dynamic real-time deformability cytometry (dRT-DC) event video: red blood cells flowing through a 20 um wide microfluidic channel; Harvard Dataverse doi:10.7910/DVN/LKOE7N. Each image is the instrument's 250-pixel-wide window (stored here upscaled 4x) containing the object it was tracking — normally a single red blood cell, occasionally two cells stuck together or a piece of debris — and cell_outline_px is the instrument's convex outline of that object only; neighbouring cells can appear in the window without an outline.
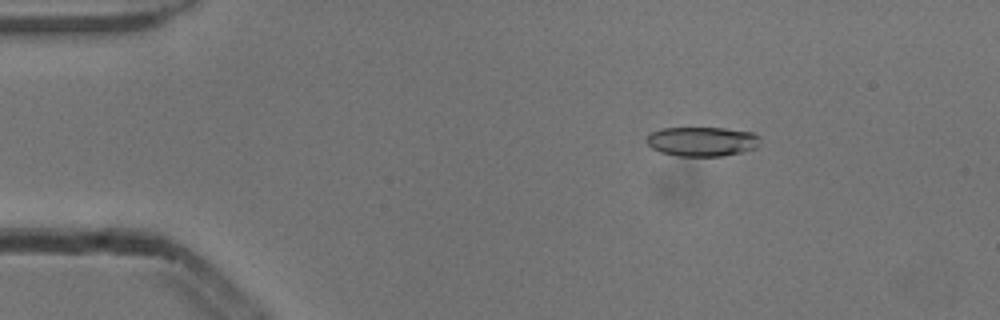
{"species": "common noctule bat (a hibernating species)", "species_latin": "Nyctalus noctula", "temperature_condition": "cold", "stored_images_in_passage": 55, "camera_frame_rate_fps": 3000, "um_per_image_px": 0.085, "animal": {"sex": "male", "body_mass_g": 13.3}, "frame": {"image": 1, "passage_image": 9, "time_ms": 2.667, "image_size_px": [1000, 320], "cell_outline_px": [[760, 144], [756, 148], [744, 152], [720, 156], [676, 156], [660, 152], [652, 148], [644, 140], [652, 132], [664, 128], [724, 128], [752, 132], [760, 136]], "centroid_in_image_um": [59.7, 12.03], "position_along_channel_um": 25.3, "area_um2": 19.65}}
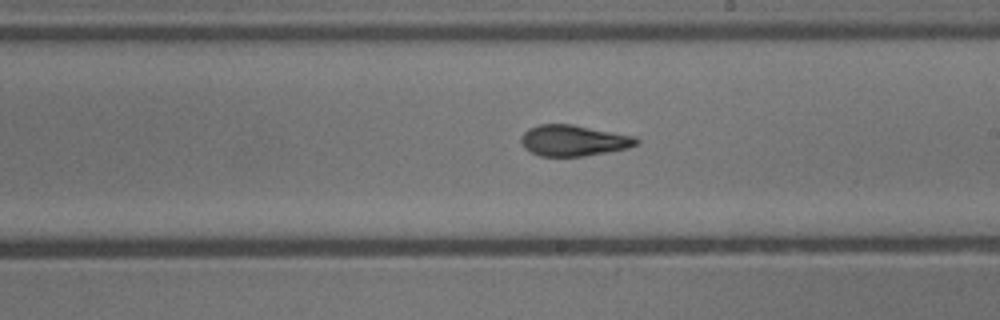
{"frame": {"image": 2, "passage_image": 31, "time_ms": 10.0, "image_size_px": [1000, 320], "cell_outline_px": [[640, 144], [628, 148], [584, 156], [540, 156], [524, 148], [520, 140], [520, 136], [528, 128], [540, 124], [572, 124], [636, 136], [640, 140]], "centroid_in_image_um": [48.77, 11.94], "position_along_channel_um": 240.2, "area_um2": 20.98}}
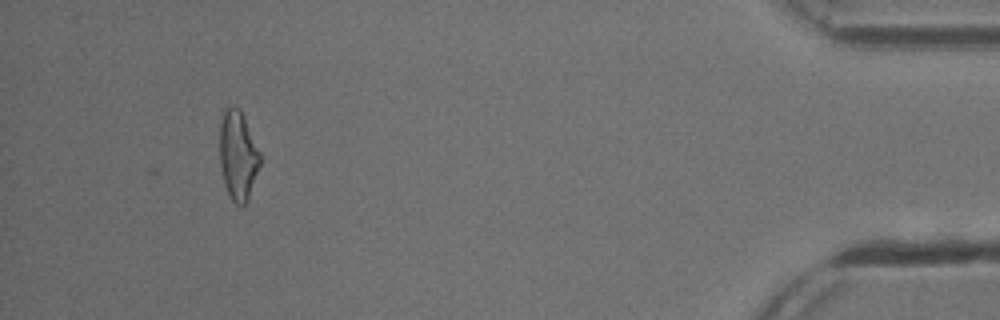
{"frame": {"image": 3, "passage_image": 50, "time_ms": 16.333, "image_size_px": [1000, 320], "cell_outline_px": [[260, 164], [248, 200], [244, 204], [236, 204], [232, 200], [224, 184], [220, 164], [220, 124], [224, 108], [232, 104], [240, 108], [244, 116], [260, 152]], "centroid_in_image_um": [20.22, 13.16], "position_along_channel_um": 415.0, "area_um2": 21.04}, "authors_computed_cell_mechanics": {"area_um2": 20.6346, "velocity_mm_per_s": 3.8731, "shape_relaxation_time_tau1_ms": 6.8856, "shape_relaxation_time_tau2_ms": 2.033, "deformation_change_tau1": 0.2169, "deformation_change_tau2": 0.107}}